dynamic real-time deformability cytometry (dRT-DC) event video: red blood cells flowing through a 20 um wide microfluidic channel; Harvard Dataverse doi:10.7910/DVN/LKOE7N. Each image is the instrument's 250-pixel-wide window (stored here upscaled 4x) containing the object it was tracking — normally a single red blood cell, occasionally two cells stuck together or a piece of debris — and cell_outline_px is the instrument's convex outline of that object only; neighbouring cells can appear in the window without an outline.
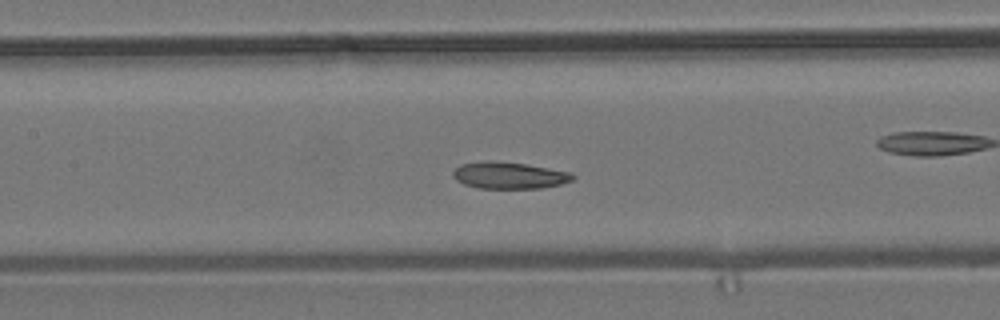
{"species": "common noctule bat (a hibernating species)", "species_latin": "Nyctalus noctula", "temperature_condition": "room temperature", "stored_images_in_passage": 56, "camera_frame_rate_fps": 3000, "um_per_image_px": 0.085, "animal": {"sex": "male", "body_mass_g": 19.2, "forearm_length_mm": 51.8}, "frame": {"image": 1, "passage_image": 25, "time_ms": 8.0, "image_size_px": [1000, 320], "cell_outline_px": [[576, 176], [572, 180], [560, 184], [544, 188], [480, 188], [464, 184], [456, 180], [452, 176], [452, 172], [460, 164], [524, 164], [572, 172]], "centroid_in_image_um": [43.36, 14.96], "position_along_channel_um": 164.0, "area_um2": 17.69}}
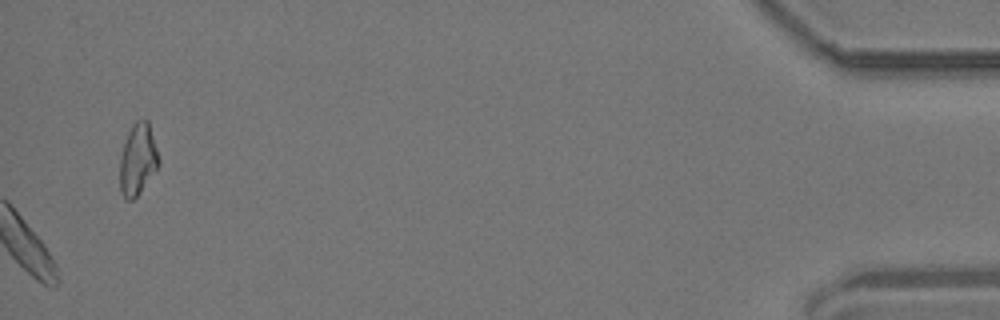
{"frame": {"image": 2, "passage_image": 56, "time_ms": 18.333, "image_size_px": [1000, 320], "cell_outline_px": [[160, 164], [140, 192], [132, 200], [124, 200], [120, 192], [120, 156], [128, 132], [132, 124], [136, 120], [148, 120], [160, 160]], "centroid_in_image_um": [11.7, 13.57], "position_along_channel_um": 423.5, "area_um2": 16.18}}